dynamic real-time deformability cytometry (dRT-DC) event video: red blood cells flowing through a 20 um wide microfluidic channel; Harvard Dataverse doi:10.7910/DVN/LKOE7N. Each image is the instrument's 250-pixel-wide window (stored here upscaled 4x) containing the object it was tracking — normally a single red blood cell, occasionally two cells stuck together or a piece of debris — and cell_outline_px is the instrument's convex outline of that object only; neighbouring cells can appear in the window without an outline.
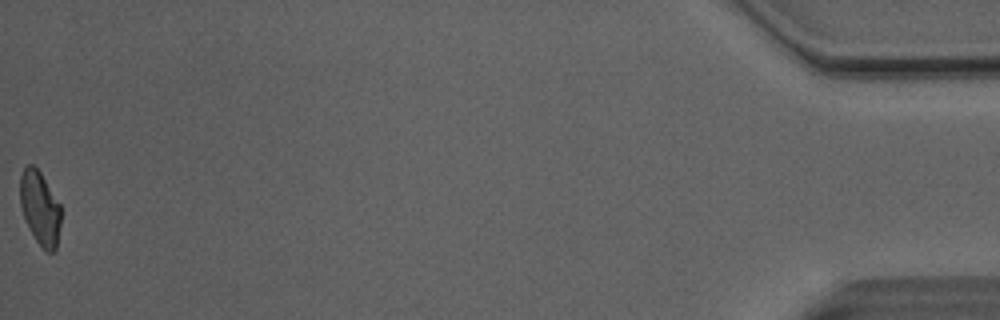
{"species": "Egyptian fruit bat (a non-hibernating species)", "species_latin": "Rousettus aegyptiacus", "temperature_condition": "room temperature", "stored_images_in_passage": 35, "camera_frame_rate_fps": 3000, "um_per_image_px": 0.085, "animal": {"sex": "male"}, "frame": {"image": 1, "passage_image": 35, "time_ms": 11.333, "image_size_px": [1000, 320], "cell_outline_px": [[60, 224], [56, 248], [52, 252], [48, 252], [36, 240], [24, 216], [20, 204], [20, 176], [24, 168], [28, 164], [32, 164], [40, 172], [60, 204]], "centroid_in_image_um": [3.39, 17.65], "position_along_channel_um": 431.8, "area_um2": 17.11}, "authors_computed_cell_mechanics": {"area_um2": 18.9006, "velocity_mm_per_s": 4.1216, "shape_relaxation_time_tau1_ms": null, "shape_relaxation_time_tau2_ms": 1.6468, "deformation_change_tau1": null, "deformation_change_tau2": 0.0805}}